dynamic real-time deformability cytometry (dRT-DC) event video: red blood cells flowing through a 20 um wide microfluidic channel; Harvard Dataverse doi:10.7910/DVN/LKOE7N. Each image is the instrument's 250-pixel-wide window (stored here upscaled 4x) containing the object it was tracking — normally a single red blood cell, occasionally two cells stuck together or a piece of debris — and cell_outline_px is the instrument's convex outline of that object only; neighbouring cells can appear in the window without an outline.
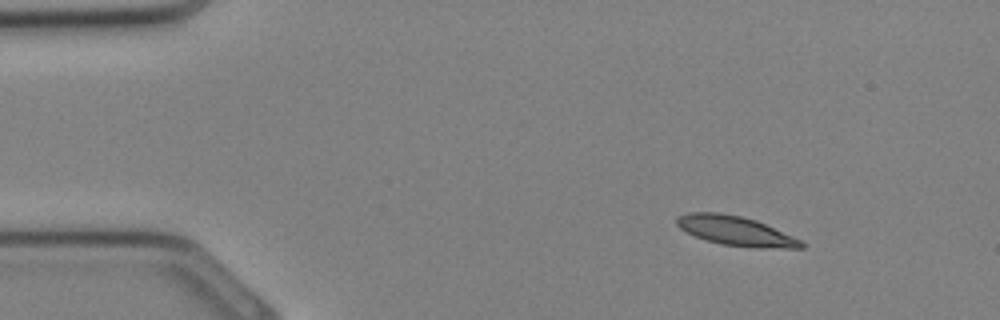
{"species": "Egyptian fruit bat (a non-hibernating species)", "species_latin": "Rousettus aegyptiacus", "temperature_condition": "cold", "stored_images_in_passage": 34, "segment_of_instrument_passage": [1, 2], "camera_frame_rate_fps": 3000, "um_per_image_px": 0.085, "animal": {"sex": "female"}, "frame": {"image": 1, "passage_image": 4, "time_ms": 1.0, "image_size_px": [1000, 320], "cell_outline_px": [[804, 248], [752, 248], [720, 244], [696, 236], [680, 228], [676, 224], [676, 216], [688, 212], [716, 212], [740, 216], [756, 220], [792, 236], [800, 240], [804, 244]], "centroid_in_image_um": [62.51, 19.62], "position_along_channel_um": 22.5, "area_um2": 21.21}}
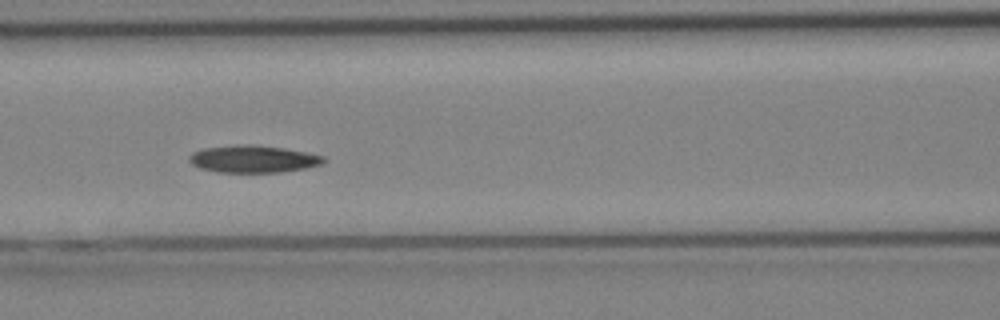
{"frame": {"image": 2, "passage_image": 14, "time_ms": 4.333, "image_size_px": [1000, 320], "cell_outline_px": [[324, 160], [320, 164], [304, 168], [280, 172], [216, 172], [200, 168], [192, 164], [188, 160], [188, 156], [192, 152], [204, 148], [236, 144], [252, 144], [284, 148], [324, 156]], "centroid_in_image_um": [21.45, 13.5], "position_along_channel_um": 145.2, "area_um2": 21.27}}
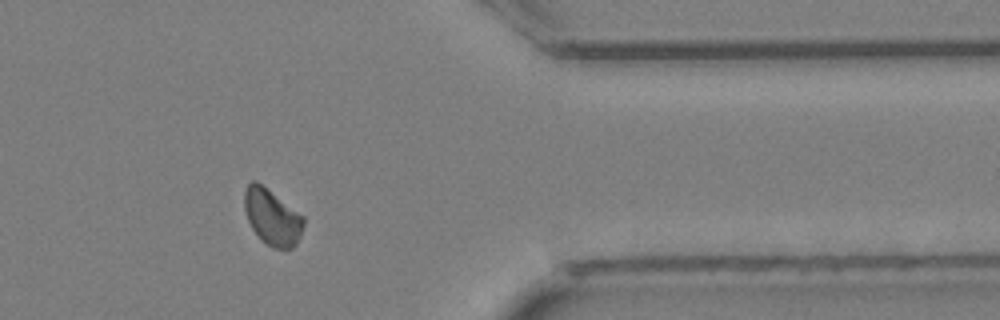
{"frame": {"image": 3, "passage_image": 27, "time_ms": 8.667, "image_size_px": [1000, 320], "cell_outline_px": [[304, 224], [300, 236], [296, 244], [292, 248], [272, 248], [260, 240], [252, 228], [248, 220], [244, 208], [244, 192], [248, 184], [252, 180], [256, 180], [304, 216]], "centroid_in_image_um": [23.12, 18.46], "position_along_channel_um": 388.3, "area_um2": 19.31}}